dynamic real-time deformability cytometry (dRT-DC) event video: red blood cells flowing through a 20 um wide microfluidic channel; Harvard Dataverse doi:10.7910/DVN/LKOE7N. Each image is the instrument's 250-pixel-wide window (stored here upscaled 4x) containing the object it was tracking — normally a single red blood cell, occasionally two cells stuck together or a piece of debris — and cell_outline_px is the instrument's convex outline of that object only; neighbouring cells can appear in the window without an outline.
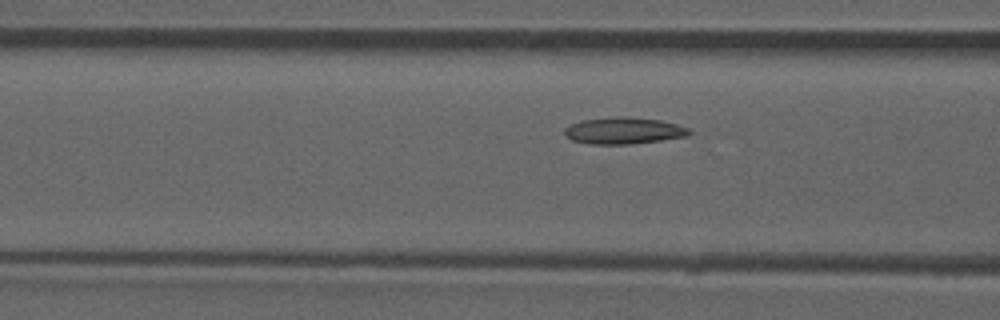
{"species": "common noctule bat (a hibernating species)", "species_latin": "Nyctalus noctula", "temperature_condition": "room temperature", "stored_images_in_passage": 26, "camera_frame_rate_fps": 3000, "um_per_image_px": 0.085, "animal": {"sex": "male", "forearm_length_mm": 52.5}, "frame": {"image": 1, "passage_image": 8, "time_ms": 2.333, "image_size_px": [1000, 320], "cell_outline_px": [[692, 132], [688, 136], [660, 140], [628, 144], [588, 144], [572, 140], [564, 136], [564, 128], [572, 124], [584, 120], [620, 116], [624, 116], [660, 120], [676, 124], [688, 128]], "centroid_in_image_um": [53.0, 11.11], "position_along_channel_um": 113.6, "area_um2": 19.25}}
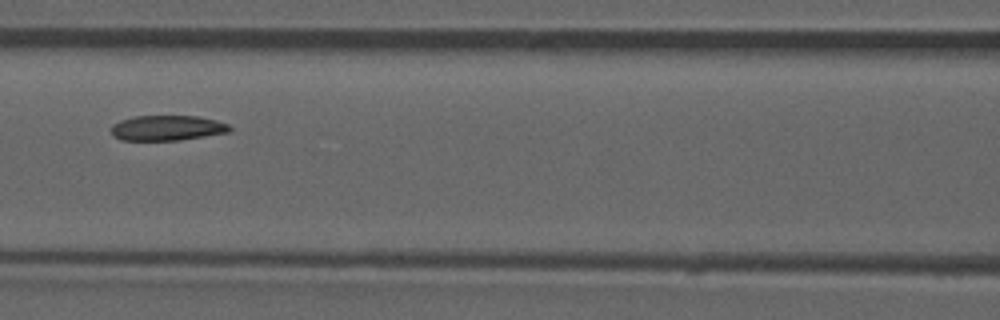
{"frame": {"image": 2, "passage_image": 11, "time_ms": 3.333, "image_size_px": [1000, 320], "cell_outline_px": [[232, 128], [228, 132], [180, 140], [120, 140], [112, 136], [112, 124], [120, 120], [136, 116], [196, 116], [216, 120], [228, 124]], "centroid_in_image_um": [14.18, 10.88], "position_along_channel_um": 152.4, "area_um2": 17.34}}